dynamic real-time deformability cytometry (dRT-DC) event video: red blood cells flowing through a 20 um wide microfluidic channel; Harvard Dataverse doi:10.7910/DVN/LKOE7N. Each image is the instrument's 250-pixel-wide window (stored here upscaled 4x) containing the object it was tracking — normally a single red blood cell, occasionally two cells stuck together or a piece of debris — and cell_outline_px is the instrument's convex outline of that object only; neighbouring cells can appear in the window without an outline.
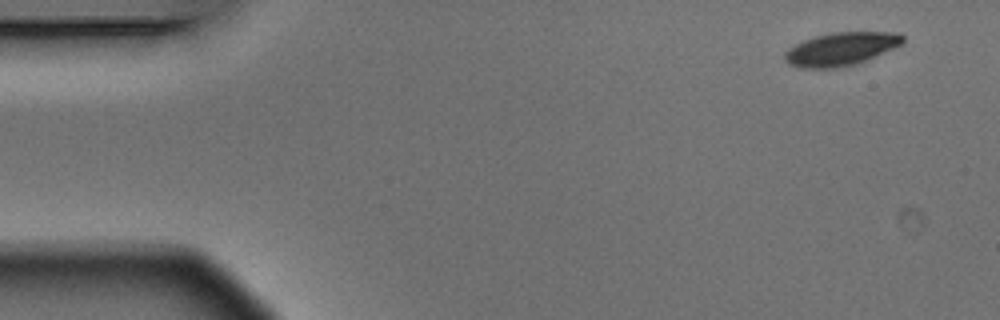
{"species": "Egyptian fruit bat (a non-hibernating species)", "species_latin": "Rousettus aegyptiacus", "temperature_condition": "warm", "stored_images_in_passage": 4, "camera_frame_rate_fps": 3000, "um_per_image_px": 0.085, "animal": {"sex": "male"}, "frame": {"image": 1, "passage_image": 1, "time_ms": 0.0, "image_size_px": [1000, 320], "cell_outline_px": [[904, 40], [900, 44], [892, 48], [856, 64], [836, 68], [800, 68], [788, 64], [784, 60], [784, 52], [788, 48], [804, 40], [816, 36], [836, 32], [900, 32], [904, 36]], "centroid_in_image_um": [71.44, 4.16], "position_along_channel_um": 13.6, "area_um2": 22.66}}
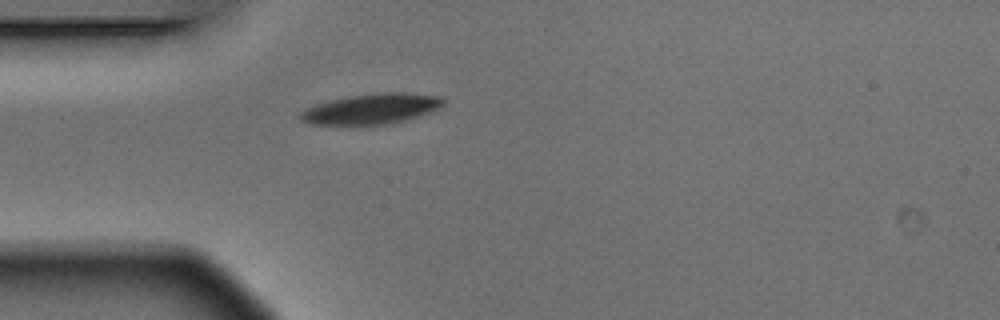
{"frame": {"image": 2, "passage_image": 4, "time_ms": 1.0, "image_size_px": [1000, 320], "cell_outline_px": [[444, 104], [432, 112], [420, 116], [388, 124], [308, 124], [300, 120], [300, 112], [304, 108], [328, 100], [348, 96], [384, 92], [404, 92], [440, 96], [444, 100]], "centroid_in_image_um": [31.57, 9.24], "position_along_channel_um": 53.4, "area_um2": 25.32}}